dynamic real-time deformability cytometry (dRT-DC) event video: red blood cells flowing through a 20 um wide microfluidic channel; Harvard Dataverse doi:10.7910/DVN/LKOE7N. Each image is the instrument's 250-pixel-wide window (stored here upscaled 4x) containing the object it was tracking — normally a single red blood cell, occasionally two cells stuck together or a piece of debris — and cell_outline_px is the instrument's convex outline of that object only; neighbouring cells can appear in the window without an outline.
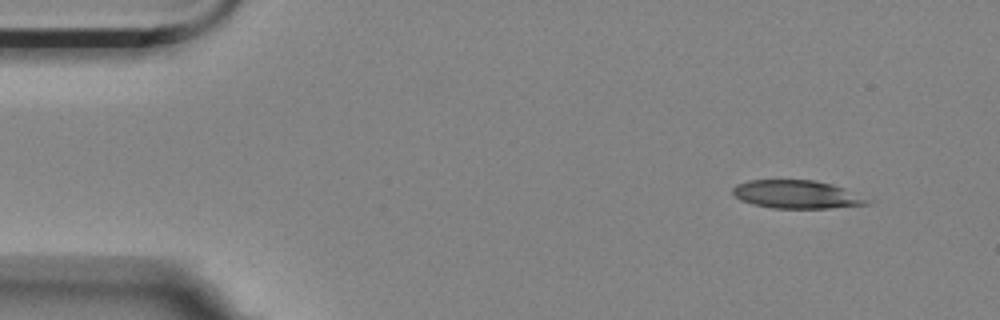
{"species": "Egyptian fruit bat (a non-hibernating species)", "species_latin": "Rousettus aegyptiacus", "temperature_condition": "room temperature", "stored_images_in_passage": 5, "segment_of_instrument_passage": [1, 2], "camera_frame_rate_fps": 3000, "um_per_image_px": 0.085, "animal": {"sex": "female"}, "frame": {"image": 1, "passage_image": 1, "time_ms": 0.0, "image_size_px": [1000, 320], "cell_outline_px": [[872, 200], [868, 204], [828, 208], [772, 208], [752, 204], [740, 200], [732, 192], [732, 188], [736, 184], [748, 180], [816, 180], [832, 184]], "centroid_in_image_um": [67.68, 16.52], "position_along_channel_um": 17.3, "area_um2": 22.02}}